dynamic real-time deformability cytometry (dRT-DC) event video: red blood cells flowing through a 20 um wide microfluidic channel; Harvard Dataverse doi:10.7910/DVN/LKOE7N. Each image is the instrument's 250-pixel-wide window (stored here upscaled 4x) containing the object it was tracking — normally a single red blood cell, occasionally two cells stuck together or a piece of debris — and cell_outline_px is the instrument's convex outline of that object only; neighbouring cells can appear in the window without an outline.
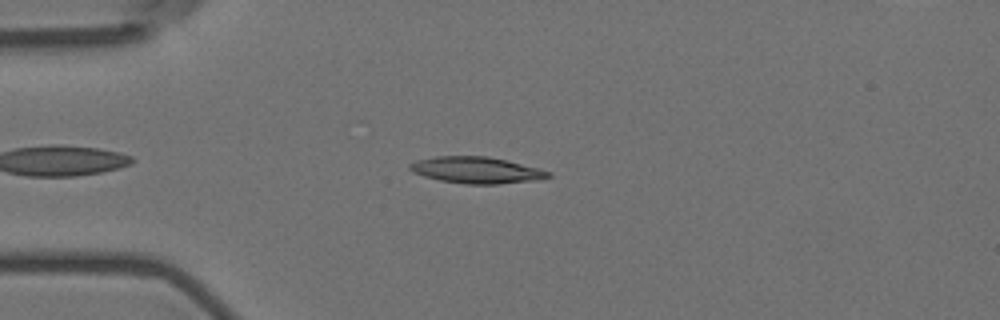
{"species": "Egyptian fruit bat (a non-hibernating species)", "species_latin": "Rousettus aegyptiacus", "temperature_condition": "room temperature", "stored_images_in_passage": 50, "camera_frame_rate_fps": 3000, "um_per_image_px": 0.085, "animal": {"sex": "female"}, "frame": {"image": 1, "passage_image": 8, "time_ms": 2.333, "image_size_px": [1000, 320], "cell_outline_px": [[552, 176], [540, 180], [496, 184], [464, 184], [440, 180], [424, 176], [412, 172], [408, 168], [408, 164], [416, 160], [436, 156], [488, 156], [540, 168], [552, 172]], "centroid_in_image_um": [40.51, 14.46], "position_along_channel_um": 44.5, "area_um2": 21.56}}
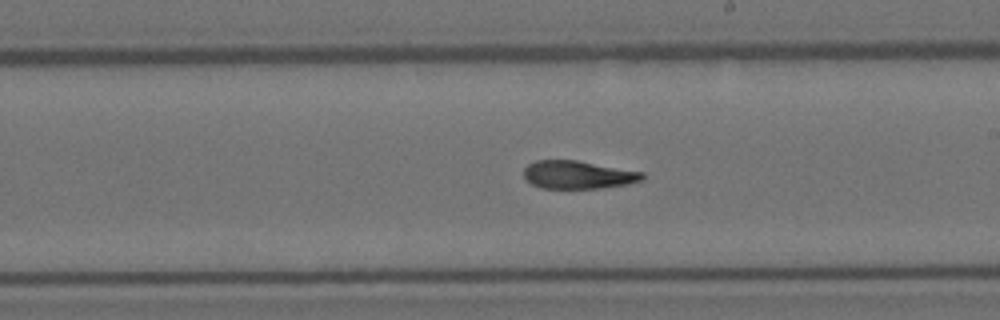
{"frame": {"image": 2, "passage_image": 26, "time_ms": 8.333, "image_size_px": [1000, 320], "cell_outline_px": [[644, 180], [628, 184], [600, 188], [540, 188], [524, 180], [524, 168], [528, 164], [536, 160], [576, 160], [644, 172]], "centroid_in_image_um": [49.12, 14.86], "position_along_channel_um": 239.9, "area_um2": 19.48}}
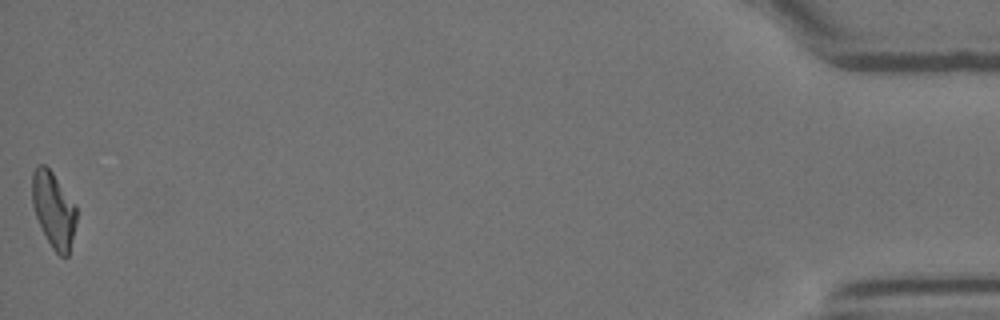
{"frame": {"image": 3, "passage_image": 50, "time_ms": 16.333, "image_size_px": [1000, 320], "cell_outline_px": [[76, 224], [68, 256], [60, 256], [52, 248], [36, 216], [32, 204], [32, 172], [40, 164], [44, 164], [52, 172], [76, 204]], "centroid_in_image_um": [4.56, 17.81], "position_along_channel_um": 430.6, "area_um2": 19.36}, "authors_computed_cell_mechanics": {"area_um2": 20.1722, "velocity_mm_per_s": 3.5908, "shape_relaxation_time_tau1_ms": 10.3529, "shape_relaxation_time_tau2_ms": 3.6179, "deformation_change_tau1": 0.2568, "deformation_change_tau2": 0.1201}}